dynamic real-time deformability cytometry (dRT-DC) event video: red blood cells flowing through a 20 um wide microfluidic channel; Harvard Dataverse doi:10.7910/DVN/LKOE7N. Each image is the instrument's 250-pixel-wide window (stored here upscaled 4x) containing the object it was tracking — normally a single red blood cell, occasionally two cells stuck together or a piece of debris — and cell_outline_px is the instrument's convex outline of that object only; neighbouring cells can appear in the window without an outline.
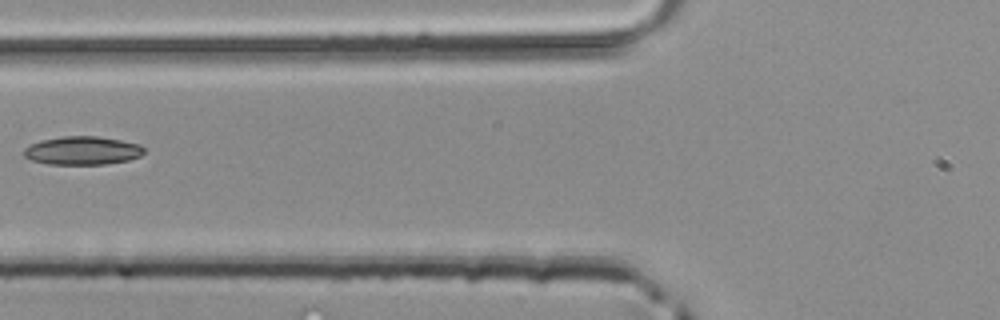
{"species": "common noctule bat (a hibernating species)", "species_latin": "Nyctalus noctula", "temperature_condition": "room temperature", "stored_images_in_passage": 5, "camera_frame_rate_fps": 3000, "um_per_image_px": 0.085, "animal": {"sex": "male", "body_mass_g": 20.4}, "frame": {"image": 1, "passage_image": 5, "time_ms": 1.333, "image_size_px": [1000, 320], "cell_outline_px": [[144, 152], [140, 156], [128, 160], [104, 164], [48, 164], [32, 160], [24, 156], [24, 148], [40, 140], [64, 136], [96, 136], [120, 140], [140, 144], [144, 148]], "centroid_in_image_um": [7.01, 12.79], "position_along_channel_um": 118.8, "area_um2": 19.77}}